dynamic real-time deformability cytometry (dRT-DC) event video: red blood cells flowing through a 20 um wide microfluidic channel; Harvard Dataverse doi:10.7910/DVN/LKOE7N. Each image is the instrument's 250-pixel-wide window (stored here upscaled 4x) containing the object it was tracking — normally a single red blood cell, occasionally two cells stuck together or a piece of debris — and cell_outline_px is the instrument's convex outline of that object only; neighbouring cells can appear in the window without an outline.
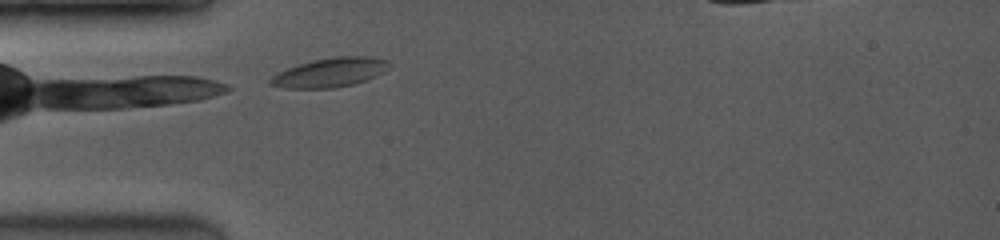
{"species": "common noctule bat (a hibernating species)", "species_latin": "Nyctalus noctula", "temperature_condition": "room temperature", "stored_images_in_passage": 1, "camera_frame_rate_fps": 3500, "um_per_image_px": 0.085, "animal": {"sex": "female", "body_mass_g": 19.0, "forearm_length_mm": 53.3}, "frame": {"image": 1, "passage_image": 1, "time_ms": 0.0, "image_size_px": [1000, 240], "cell_outline_px": [[388, 60], [384, 72], [376, 76], [352, 84], [332, 88], [284, 88], [268, 84], [268, 80], [272, 76], [288, 68], [312, 60], [332, 56], [368, 56]], "centroid_in_image_um": [28.01, 6.16], "position_along_channel_um": 57.0, "area_um2": 19.94}}